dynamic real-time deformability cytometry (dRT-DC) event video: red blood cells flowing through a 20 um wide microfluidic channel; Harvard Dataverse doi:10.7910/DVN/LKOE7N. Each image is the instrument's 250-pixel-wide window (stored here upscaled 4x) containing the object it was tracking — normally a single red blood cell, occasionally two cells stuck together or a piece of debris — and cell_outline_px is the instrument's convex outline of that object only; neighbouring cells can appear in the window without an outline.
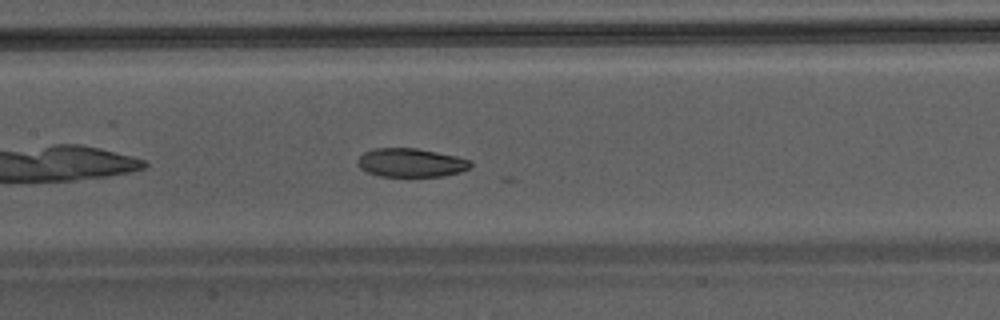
{"species": "Egyptian fruit bat (a non-hibernating species)", "species_latin": "Rousettus aegyptiacus", "temperature_condition": "warm", "stored_images_in_passage": 34, "camera_frame_rate_fps": 3000, "um_per_image_px": 0.085, "animal": {"sex": "male"}, "frame": {"image": 1, "passage_image": 9, "time_ms": 2.667, "image_size_px": [1000, 320], "cell_outline_px": [[472, 164], [468, 168], [460, 172], [444, 176], [380, 176], [368, 172], [360, 168], [356, 164], [356, 160], [364, 152], [372, 148], [416, 148], [456, 156], [472, 160]], "centroid_in_image_um": [34.91, 13.82], "position_along_channel_um": 172.5, "area_um2": 18.9}}